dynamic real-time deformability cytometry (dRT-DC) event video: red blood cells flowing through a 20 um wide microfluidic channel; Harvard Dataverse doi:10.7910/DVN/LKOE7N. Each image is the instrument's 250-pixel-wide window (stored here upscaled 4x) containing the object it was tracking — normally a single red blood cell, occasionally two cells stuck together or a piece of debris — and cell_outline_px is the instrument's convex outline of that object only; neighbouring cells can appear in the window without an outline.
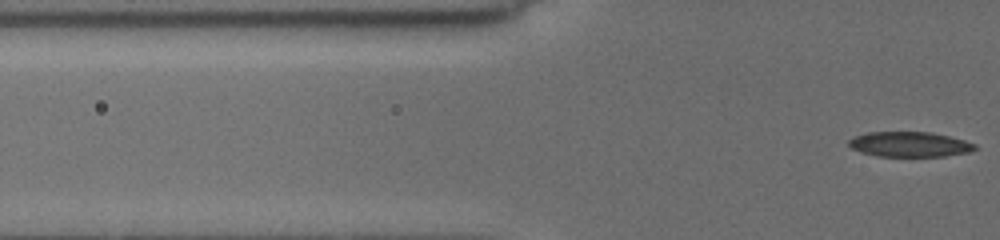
{"species": "common noctule bat (a hibernating species)", "species_latin": "Nyctalus noctula", "temperature_condition": "cold", "stored_images_in_passage": 5, "camera_frame_rate_fps": 3000, "um_per_image_px": 0.085, "animal": {"sex": "female", "body_mass_g": 19.5, "forearm_length_mm": 54.1}, "frame": {"image": 1, "passage_image": 5, "time_ms": 4.333, "image_size_px": [1000, 240], "cell_outline_px": [[976, 148], [968, 152], [944, 156], [876, 156], [860, 152], [852, 148], [848, 144], [848, 140], [856, 136], [868, 132], [928, 132], [948, 136], [964, 140], [976, 144]], "centroid_in_image_um": [77.29, 12.27], "position_along_channel_um": 48.5, "area_um2": 18.26}}